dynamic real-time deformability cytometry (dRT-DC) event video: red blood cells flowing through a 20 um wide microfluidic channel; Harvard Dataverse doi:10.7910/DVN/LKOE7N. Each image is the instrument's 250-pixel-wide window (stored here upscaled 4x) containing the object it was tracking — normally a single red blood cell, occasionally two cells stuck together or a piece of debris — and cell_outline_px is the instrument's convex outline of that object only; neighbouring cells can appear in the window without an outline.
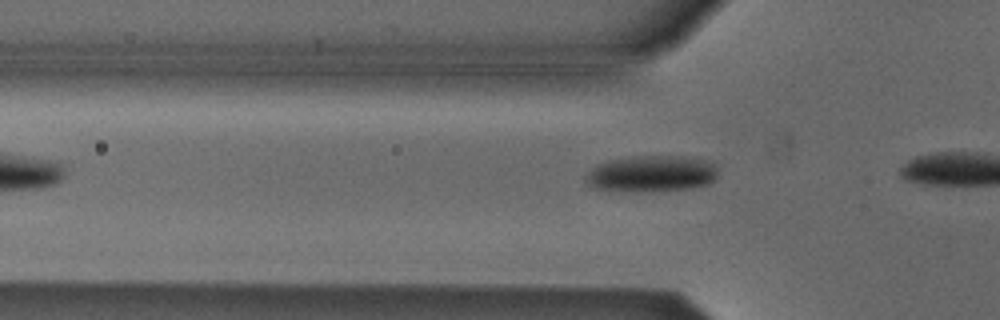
{"species": "Egyptian fruit bat (a non-hibernating species)", "species_latin": "Rousettus aegyptiacus", "temperature_condition": "cold", "stored_images_in_passage": 3, "camera_frame_rate_fps": 3000, "um_per_image_px": 0.085, "animal": {"sex": "male"}, "frame": {"image": 1, "passage_image": 3, "time_ms": 2.333, "image_size_px": [1000, 320], "cell_outline_px": [[716, 180], [708, 184], [692, 188], [652, 192], [636, 192], [596, 188], [588, 184], [584, 180], [584, 176], [596, 164], [608, 160], [636, 156], [692, 156], [716, 164]], "centroid_in_image_um": [55.39, 14.77], "position_along_channel_um": 70.4, "area_um2": 28.44}}